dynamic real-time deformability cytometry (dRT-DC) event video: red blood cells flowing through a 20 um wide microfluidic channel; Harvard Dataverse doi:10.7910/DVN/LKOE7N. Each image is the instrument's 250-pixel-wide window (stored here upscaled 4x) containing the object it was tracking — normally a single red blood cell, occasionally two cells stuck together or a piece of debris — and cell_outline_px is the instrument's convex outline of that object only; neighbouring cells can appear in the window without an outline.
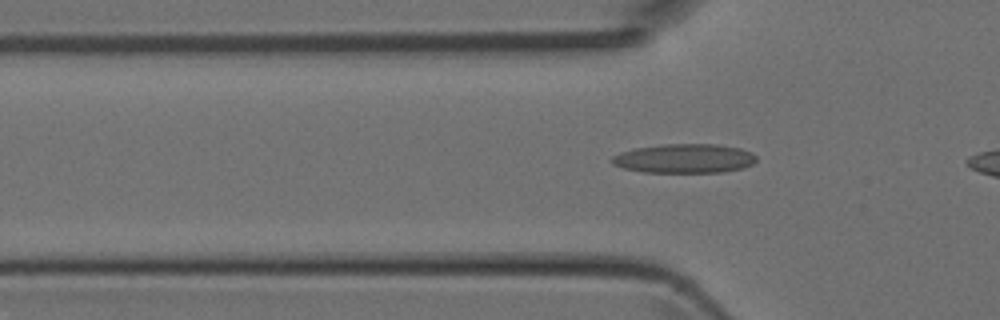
{"species": "Egyptian fruit bat (a non-hibernating species)", "species_latin": "Rousettus aegyptiacus", "temperature_condition": "room temperature", "stored_images_in_passage": 17, "camera_frame_rate_fps": 3000, "um_per_image_px": 0.085, "animal": {"sex": "female"}, "frame": {"image": 1, "passage_image": 3, "time_ms": 0.667, "image_size_px": [1000, 320], "cell_outline_px": [[756, 160], [752, 164], [744, 168], [724, 172], [644, 172], [624, 168], [612, 164], [608, 160], [612, 156], [620, 152], [636, 148], [664, 144], [716, 144], [740, 148], [752, 152], [756, 156]], "centroid_in_image_um": [58.17, 13.47], "position_along_channel_um": 67.6, "area_um2": 24.68}}
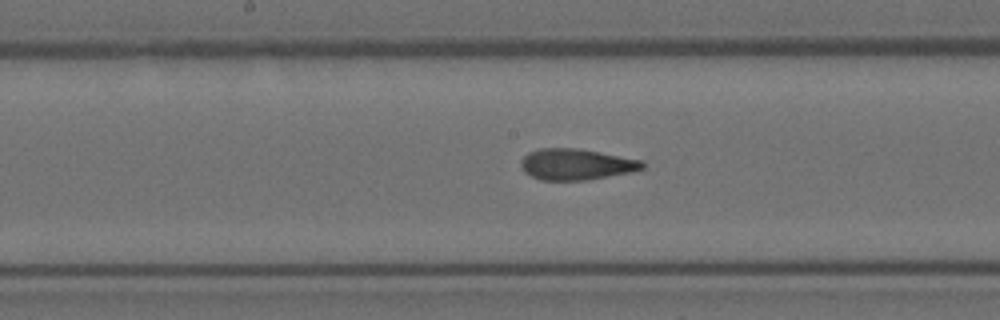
{"frame": {"image": 2, "passage_image": 12, "time_ms": 3.667, "image_size_px": [1000, 320], "cell_outline_px": [[644, 168], [632, 172], [588, 180], [540, 180], [524, 172], [520, 164], [520, 160], [528, 152], [540, 148], [576, 148], [640, 160], [644, 164]], "centroid_in_image_um": [48.93, 13.97], "position_along_channel_um": 199.3, "area_um2": 21.91}}
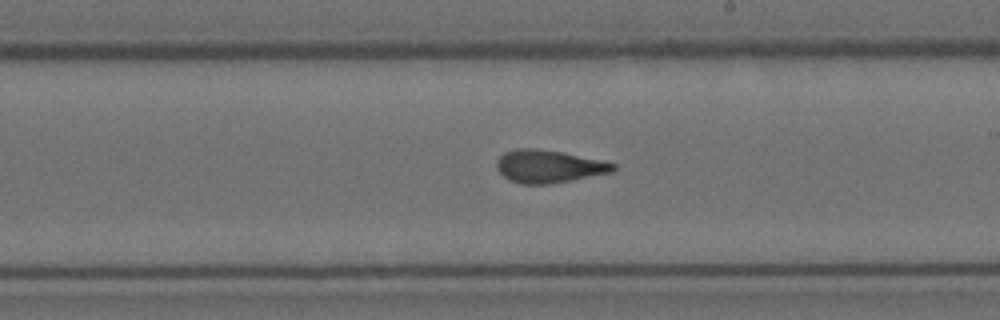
{"frame": {"image": 3, "passage_image": 15, "time_ms": 4.667, "image_size_px": [1000, 320], "cell_outline_px": [[616, 168], [612, 172], [572, 180], [548, 184], [520, 184], [508, 180], [496, 168], [496, 160], [504, 152], [516, 148], [536, 148], [560, 152], [616, 164]], "centroid_in_image_um": [46.57, 14.15], "position_along_channel_um": 242.4, "area_um2": 22.08}}